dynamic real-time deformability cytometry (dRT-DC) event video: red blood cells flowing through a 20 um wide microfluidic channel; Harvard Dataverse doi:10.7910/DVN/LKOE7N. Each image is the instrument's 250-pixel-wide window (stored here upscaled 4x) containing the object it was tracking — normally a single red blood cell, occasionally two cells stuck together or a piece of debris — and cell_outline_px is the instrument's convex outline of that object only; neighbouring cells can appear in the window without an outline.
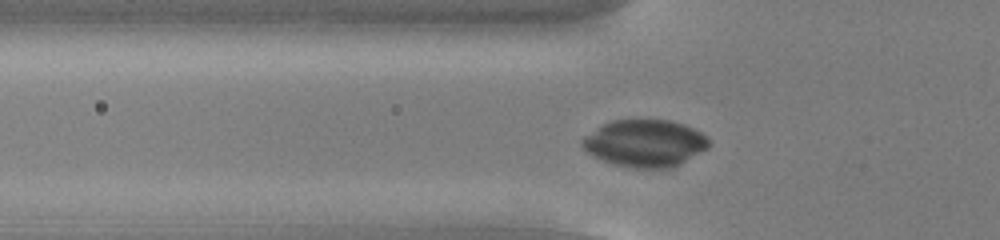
{"species": "common noctule bat (a hibernating species)", "species_latin": "Nyctalus noctula", "temperature_condition": "cold", "stored_images_in_passage": 49, "camera_frame_rate_fps": 3000, "um_per_image_px": 0.085, "animal": {"sex": "male", "body_mass_g": 13.0, "forearm_length_mm": 53.1}, "frame": {"image": 1, "passage_image": 13, "time_ms": 4.0, "image_size_px": [1000, 240], "cell_outline_px": [[708, 148], [680, 164], [672, 168], [632, 168], [616, 164], [592, 156], [580, 144], [580, 140], [584, 136], [596, 128], [612, 120], [668, 120], [684, 124], [708, 136]], "centroid_in_image_um": [54.81, 12.18], "position_along_channel_um": 71.0, "area_um2": 34.68}}
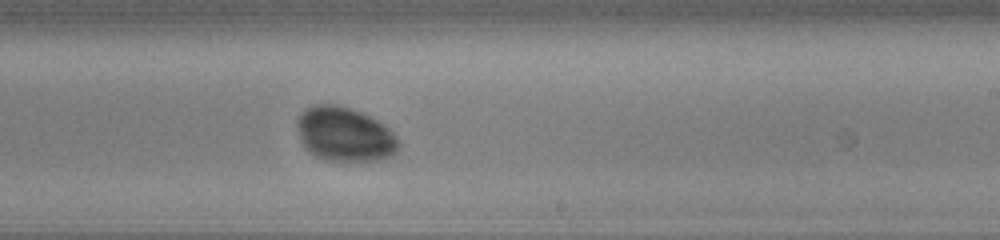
{"frame": {"image": 2, "passage_image": 28, "time_ms": 9.0, "image_size_px": [1000, 240], "cell_outline_px": [[400, 144], [396, 152], [392, 156], [380, 160], [352, 164], [324, 160], [308, 152], [304, 148], [296, 124], [296, 120], [300, 112], [304, 108], [316, 104], [336, 104], [360, 112], [384, 124], [396, 136]], "centroid_in_image_um": [29.29, 11.47], "position_along_channel_um": 259.7, "area_um2": 32.95}}
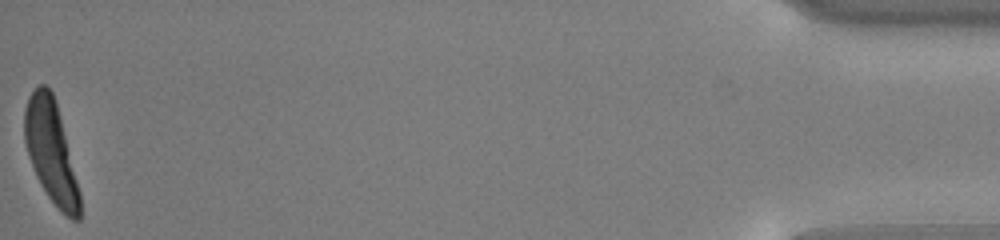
{"frame": {"image": 3, "passage_image": 49, "time_ms": 16.0, "image_size_px": [1000, 240], "cell_outline_px": [[80, 220], [72, 220], [60, 212], [48, 196], [40, 184], [36, 176], [28, 156], [24, 140], [24, 108], [28, 96], [40, 84], [44, 84], [52, 92], [56, 104], [80, 192]], "centroid_in_image_um": [4.31, 12.92], "position_along_channel_um": 430.9, "area_um2": 32.43}}